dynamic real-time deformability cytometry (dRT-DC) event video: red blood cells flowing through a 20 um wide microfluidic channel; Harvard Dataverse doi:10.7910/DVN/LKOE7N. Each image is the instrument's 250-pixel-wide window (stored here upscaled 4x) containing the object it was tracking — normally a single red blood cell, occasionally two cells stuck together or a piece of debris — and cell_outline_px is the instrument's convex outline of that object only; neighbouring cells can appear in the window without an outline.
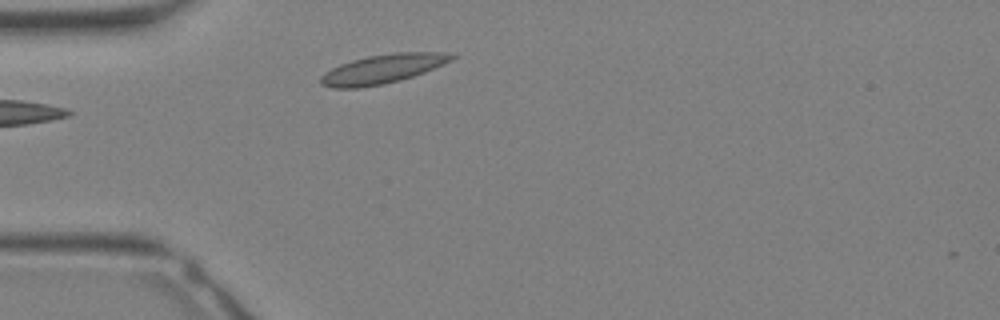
{"species": "Egyptian fruit bat (a non-hibernating species)", "species_latin": "Rousettus aegyptiacus", "temperature_condition": "warm", "stored_images_in_passage": 2, "camera_frame_rate_fps": 3000, "um_per_image_px": 0.085, "animal": {"sex": "female"}, "frame": {"image": 1, "passage_image": 1, "time_ms": 0.0, "image_size_px": [1000, 320], "cell_outline_px": [[456, 56], [452, 60], [424, 72], [400, 80], [360, 88], [332, 88], [320, 84], [320, 76], [324, 72], [340, 64], [352, 60], [368, 56], [396, 52], [448, 52]], "centroid_in_image_um": [32.5, 5.85], "position_along_channel_um": 52.5, "area_um2": 22.08}}